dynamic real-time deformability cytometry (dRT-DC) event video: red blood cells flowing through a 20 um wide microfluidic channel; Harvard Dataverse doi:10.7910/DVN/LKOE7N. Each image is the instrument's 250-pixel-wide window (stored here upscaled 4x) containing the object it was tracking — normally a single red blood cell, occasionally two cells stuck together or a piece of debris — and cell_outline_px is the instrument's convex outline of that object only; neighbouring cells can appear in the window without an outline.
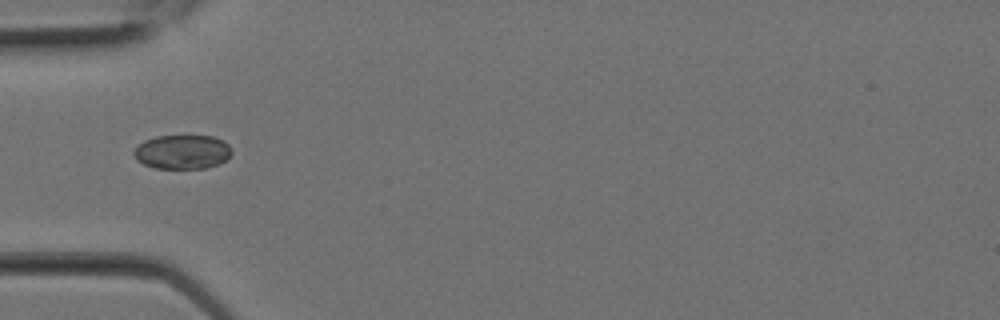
{"species": "Egyptian fruit bat (a non-hibernating species)", "species_latin": "Rousettus aegyptiacus", "temperature_condition": "room temperature", "stored_images_in_passage": 2, "camera_frame_rate_fps": 3000, "um_per_image_px": 0.085, "animal": {"sex": "female"}, "frame": {"image": 1, "passage_image": 2, "time_ms": 0.333, "image_size_px": [1000, 320], "cell_outline_px": [[232, 152], [220, 164], [208, 168], [152, 168], [136, 160], [132, 152], [144, 140], [156, 136], [212, 136], [224, 140], [232, 148]], "centroid_in_image_um": [15.5, 12.91], "position_along_channel_um": 69.5, "area_um2": 19.59}}